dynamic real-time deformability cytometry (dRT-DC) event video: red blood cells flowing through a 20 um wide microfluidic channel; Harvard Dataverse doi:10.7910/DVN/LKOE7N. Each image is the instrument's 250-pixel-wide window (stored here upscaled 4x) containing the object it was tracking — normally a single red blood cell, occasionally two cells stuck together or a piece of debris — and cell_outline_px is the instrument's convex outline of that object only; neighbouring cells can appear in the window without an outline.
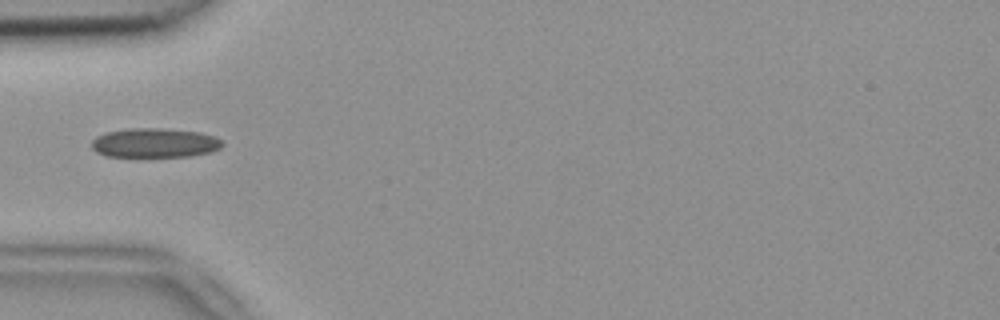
{"species": "common noctule bat (a hibernating species)", "species_latin": "Nyctalus noctula", "temperature_condition": "room temperature", "stored_images_in_passage": 4, "camera_frame_rate_fps": 3000, "um_per_image_px": 0.085, "animal": {"sex": "female", "body_mass_g": 18.4}, "frame": {"image": 1, "passage_image": 4, "time_ms": 1.0, "image_size_px": [1000, 320], "cell_outline_px": [[224, 144], [220, 148], [212, 152], [188, 156], [108, 156], [96, 152], [92, 148], [92, 140], [96, 136], [104, 132], [128, 128], [160, 128], [200, 132], [216, 136], [224, 140]], "centroid_in_image_um": [13.18, 12.13], "position_along_channel_um": 71.8, "area_um2": 22.54}}